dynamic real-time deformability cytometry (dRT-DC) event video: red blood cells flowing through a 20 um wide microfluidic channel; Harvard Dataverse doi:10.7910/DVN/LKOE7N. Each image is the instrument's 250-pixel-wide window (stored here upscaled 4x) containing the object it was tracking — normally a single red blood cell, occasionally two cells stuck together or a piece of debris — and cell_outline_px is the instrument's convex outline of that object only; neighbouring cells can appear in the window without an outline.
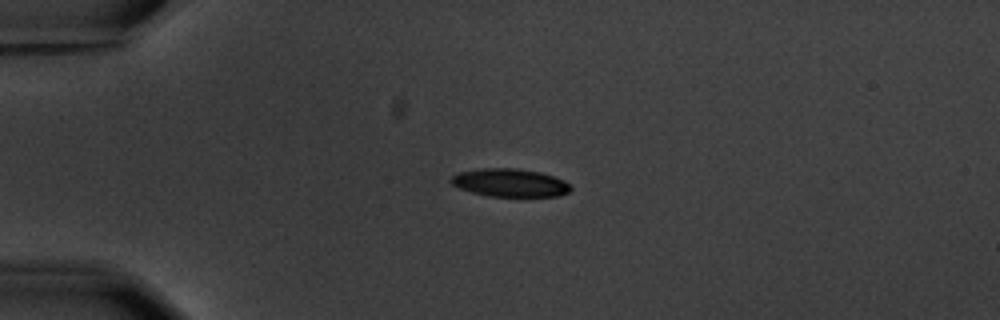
{"species": "common noctule bat (a hibernating species)", "species_latin": "Nyctalus noctula", "temperature_condition": "warm", "stored_images_in_passage": 5, "camera_frame_rate_fps": 3000, "um_per_image_px": 0.085, "animal": {"sex": "male", "body_mass_g": 20.1, "forearm_length_mm": 53.5}, "frame": {"image": 1, "passage_image": 4, "time_ms": 3.667, "image_size_px": [1000, 320], "cell_outline_px": [[572, 188], [568, 192], [560, 196], [488, 196], [472, 192], [460, 188], [452, 184], [448, 180], [452, 176], [460, 172], [480, 168], [516, 168], [540, 172], [564, 180], [572, 184]], "centroid_in_image_um": [43.36, 15.53], "position_along_channel_um": 41.6, "area_um2": 19.59}}